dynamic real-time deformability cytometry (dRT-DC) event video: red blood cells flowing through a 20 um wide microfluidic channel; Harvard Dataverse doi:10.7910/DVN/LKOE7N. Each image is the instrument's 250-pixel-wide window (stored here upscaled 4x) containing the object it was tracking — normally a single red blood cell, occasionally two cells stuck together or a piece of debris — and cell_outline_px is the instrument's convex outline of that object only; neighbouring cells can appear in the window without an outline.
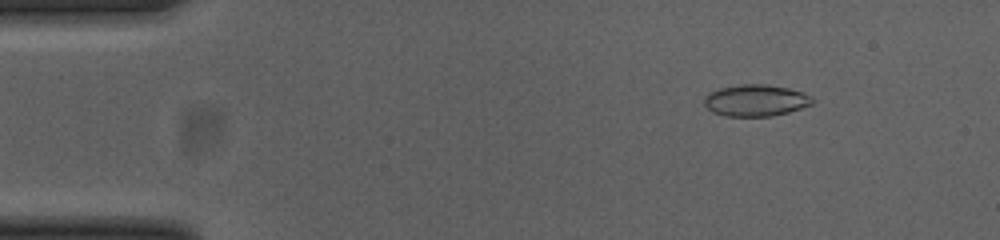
{"species": "common noctule bat (a hibernating species)", "species_latin": "Nyctalus noctula", "temperature_condition": "cold", "stored_images_in_passage": 53, "camera_frame_rate_fps": 3000, "um_per_image_px": 0.085, "animal": {"sex": "female", "body_mass_g": 23.0, "forearm_length_mm": 53.4}, "frame": {"image": 1, "passage_image": 7, "time_ms": 2.0, "image_size_px": [1000, 240], "cell_outline_px": [[816, 100], [812, 104], [788, 112], [772, 116], [724, 116], [712, 112], [704, 104], [704, 96], [708, 92], [720, 88], [740, 84], [768, 84], [788, 88], [812, 96]], "centroid_in_image_um": [64.22, 8.53], "position_along_channel_um": 20.8, "area_um2": 20.06}}
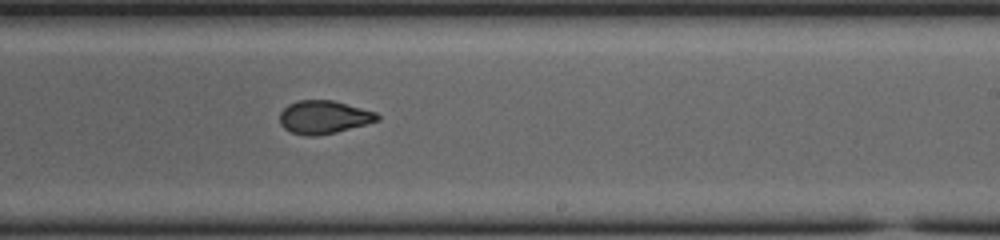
{"frame": {"image": 2, "passage_image": 32, "time_ms": 10.333, "image_size_px": [1000, 240], "cell_outline_px": [[380, 120], [368, 124], [336, 132], [316, 136], [308, 136], [292, 132], [284, 128], [280, 124], [280, 112], [288, 104], [296, 100], [332, 100], [376, 112], [380, 116]], "centroid_in_image_um": [27.53, 9.95], "position_along_channel_um": 261.5, "area_um2": 18.9}}
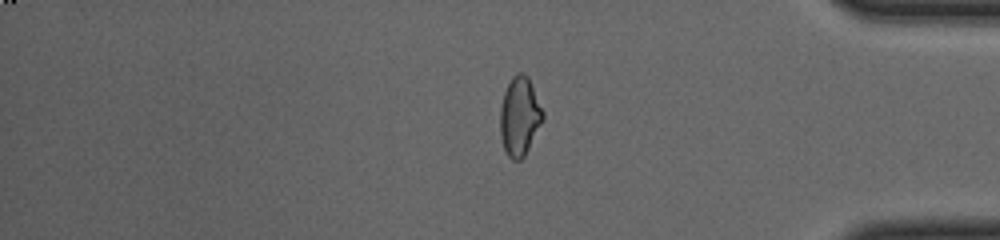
{"frame": {"image": 3, "passage_image": 44, "time_ms": 14.333, "image_size_px": [1000, 240], "cell_outline_px": [[544, 120], [524, 156], [520, 160], [512, 160], [508, 156], [504, 148], [500, 136], [500, 108], [504, 92], [512, 76], [516, 72], [524, 72], [528, 76], [544, 112]], "centroid_in_image_um": [44.17, 9.87], "position_along_channel_um": 391.0, "area_um2": 19.77}, "authors_computed_cell_mechanics": {"area_um2": 19.7098, "velocity_mm_per_s": 3.8647, "shape_relaxation_time_tau1_ms": null, "shape_relaxation_time_tau2_ms": 1.3177, "deformation_change_tau1": null, "deformation_change_tau2": 0.0621}}